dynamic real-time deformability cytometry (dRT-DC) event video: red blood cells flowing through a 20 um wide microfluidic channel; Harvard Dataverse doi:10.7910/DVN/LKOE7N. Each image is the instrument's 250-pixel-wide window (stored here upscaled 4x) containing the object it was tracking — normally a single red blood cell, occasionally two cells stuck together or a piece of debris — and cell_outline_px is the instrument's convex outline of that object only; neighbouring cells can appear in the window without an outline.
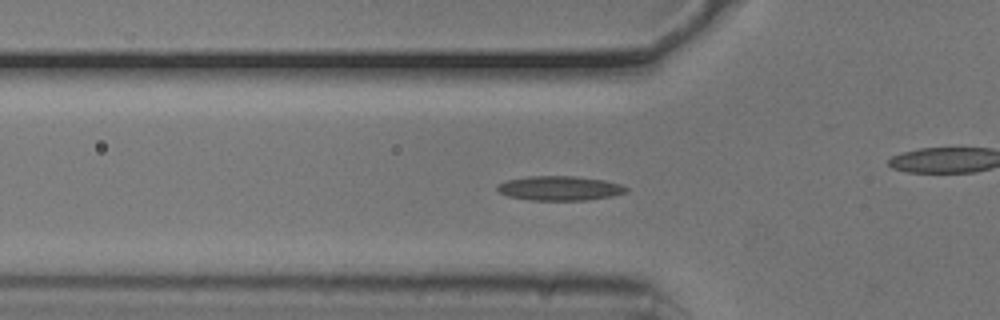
{"species": "common noctule bat (a hibernating species)", "species_latin": "Nyctalus noctula", "temperature_condition": "cold", "stored_images_in_passage": 50, "camera_frame_rate_fps": 3000, "um_per_image_px": 0.085, "animal": {"sex": "male", "body_mass_g": 20.5, "forearm_length_mm": 52.5}, "frame": {"image": 1, "passage_image": 18, "time_ms": 5.667, "image_size_px": [1000, 320], "cell_outline_px": [[628, 192], [612, 196], [588, 200], [532, 200], [508, 196], [500, 192], [496, 188], [496, 184], [504, 180], [528, 176], [572, 176], [604, 180], [620, 184], [628, 188]], "centroid_in_image_um": [47.55, 15.99], "position_along_channel_um": 78.2, "area_um2": 18.44}}
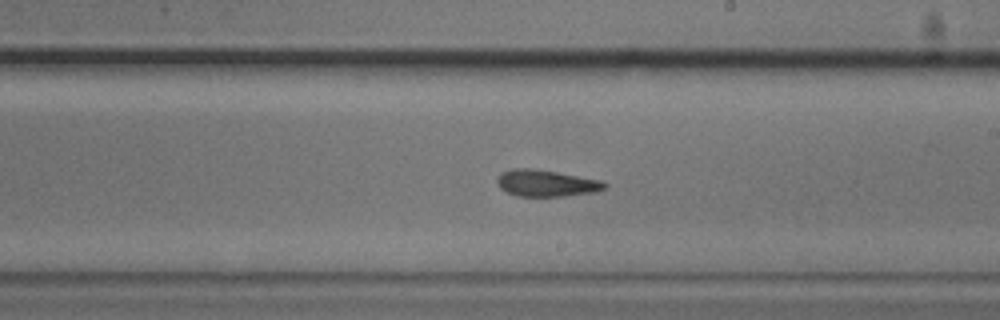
{"frame": {"image": 2, "passage_image": 31, "time_ms": 10.0, "image_size_px": [1000, 320], "cell_outline_px": [[608, 188], [600, 192], [568, 196], [516, 196], [500, 188], [496, 180], [500, 172], [512, 168], [532, 168], [604, 180], [608, 184]], "centroid_in_image_um": [46.51, 15.57], "position_along_channel_um": 242.5, "area_um2": 17.11}}
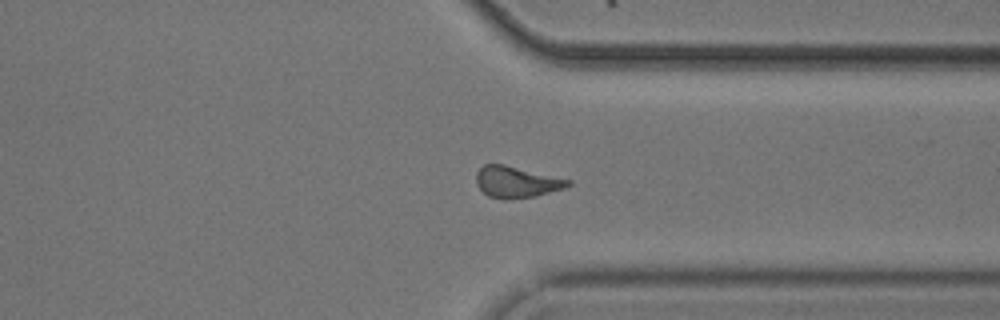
{"frame": {"image": 3, "passage_image": 41, "time_ms": 13.333, "image_size_px": [1000, 320], "cell_outline_px": [[572, 184], [564, 188], [536, 196], [504, 200], [488, 196], [476, 184], [476, 172], [484, 164], [504, 164], [572, 180]], "centroid_in_image_um": [43.9, 15.47], "position_along_channel_um": 367.5, "area_um2": 16.82}, "authors_computed_cell_mechanics": {"area_um2": 16.762, "velocity_mm_per_s": 3.7725, "shape_relaxation_time_tau1_ms": null, "shape_relaxation_time_tau2_ms": 4.8295, "deformation_change_tau1": null, "deformation_change_tau2": 0.1383}}